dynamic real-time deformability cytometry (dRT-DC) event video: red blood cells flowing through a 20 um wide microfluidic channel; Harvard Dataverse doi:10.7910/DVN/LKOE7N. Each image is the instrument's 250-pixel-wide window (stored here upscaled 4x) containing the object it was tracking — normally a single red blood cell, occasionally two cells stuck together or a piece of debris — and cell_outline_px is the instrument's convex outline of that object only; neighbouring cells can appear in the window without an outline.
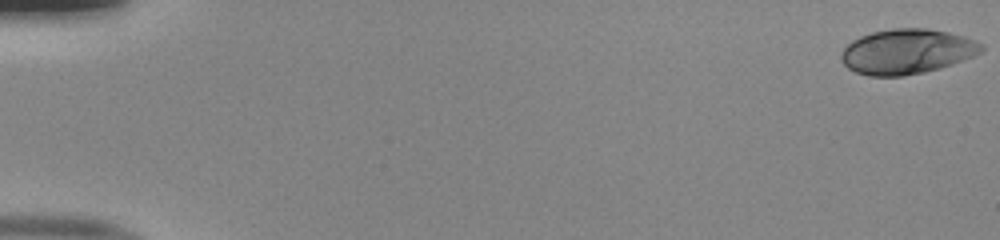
{"species": "human", "species_latin": "Homo sapiens", "temperature_condition": "room temperature", "stored_images_in_passage": 52, "camera_frame_rate_fps": 3000, "um_per_image_px": 0.085, "donor": {"sex": "male"}, "frame": {"image": 1, "passage_image": 1, "time_ms": 0.0, "image_size_px": [1000, 240], "cell_outline_px": [[984, 48], [980, 52], [972, 56], [952, 64], [940, 68], [924, 72], [904, 76], [868, 76], [856, 72], [848, 68], [840, 60], [840, 52], [852, 40], [860, 36], [872, 32], [892, 28], [924, 28], [948, 32], [964, 36], [984, 44]], "centroid_in_image_um": [77.06, 4.38], "position_along_channel_um": 7.9, "area_um2": 36.82}}
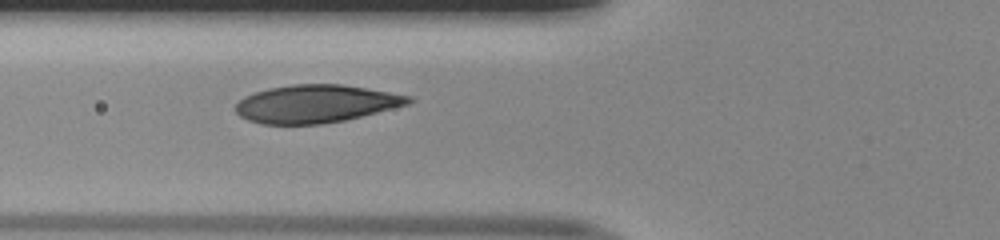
{"frame": {"image": 2, "passage_image": 21, "time_ms": 6.667, "image_size_px": [1000, 240], "cell_outline_px": [[416, 100], [408, 104], [344, 120], [320, 124], [260, 124], [248, 120], [240, 116], [236, 112], [236, 104], [244, 96], [268, 88], [292, 84], [340, 84], [412, 96]], "centroid_in_image_um": [26.82, 8.82], "position_along_channel_um": 99.0, "area_um2": 37.86}}
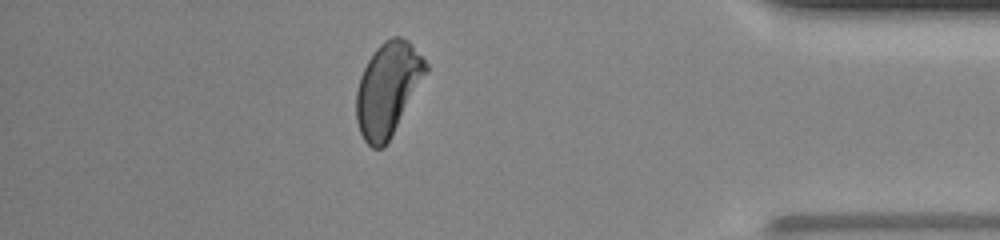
{"frame": {"image": 3, "passage_image": 46, "time_ms": 15.0, "image_size_px": [1000, 240], "cell_outline_px": [[428, 72], [384, 148], [372, 148], [364, 140], [360, 132], [356, 120], [356, 92], [360, 76], [368, 60], [376, 48], [384, 40], [392, 36], [400, 36], [408, 40], [428, 64]], "centroid_in_image_um": [32.96, 7.55], "position_along_channel_um": 402.2, "area_um2": 37.69}, "authors_computed_cell_mechanics": {"area_um2": 37.4544, "velocity_mm_per_s": 4.0178, "shape_relaxation_time_tau1_ms": 4.9157, "shape_relaxation_time_tau2_ms": 1.5044, "deformation_change_tau1": 0.1465, "deformation_change_tau2": 0.0514}}